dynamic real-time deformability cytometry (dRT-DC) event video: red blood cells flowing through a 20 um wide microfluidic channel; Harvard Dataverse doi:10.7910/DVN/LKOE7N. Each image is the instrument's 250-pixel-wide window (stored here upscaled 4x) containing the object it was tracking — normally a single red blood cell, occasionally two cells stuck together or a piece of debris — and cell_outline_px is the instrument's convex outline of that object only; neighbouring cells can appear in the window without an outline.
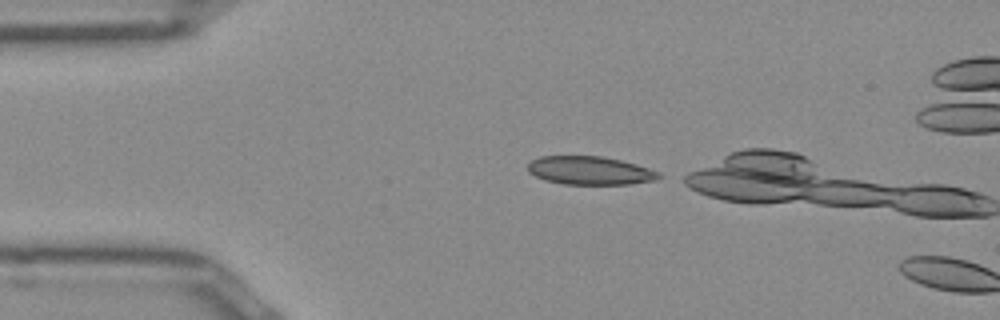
{"species": "Egyptian fruit bat (a non-hibernating species)", "species_latin": "Rousettus aegyptiacus", "temperature_condition": "room temperature", "stored_images_in_passage": 3, "camera_frame_rate_fps": 3000, "um_per_image_px": 0.085, "frame": {"image": 1, "passage_image": 1, "time_ms": 0.0, "image_size_px": [1000, 320], "cell_outline_px": [[664, 176], [656, 180], [628, 184], [564, 184], [544, 180], [528, 172], [528, 164], [532, 160], [540, 156], [604, 156], [636, 164], [660, 172]], "centroid_in_image_um": [50.16, 14.49], "position_along_channel_um": 34.8, "area_um2": 21.73}}